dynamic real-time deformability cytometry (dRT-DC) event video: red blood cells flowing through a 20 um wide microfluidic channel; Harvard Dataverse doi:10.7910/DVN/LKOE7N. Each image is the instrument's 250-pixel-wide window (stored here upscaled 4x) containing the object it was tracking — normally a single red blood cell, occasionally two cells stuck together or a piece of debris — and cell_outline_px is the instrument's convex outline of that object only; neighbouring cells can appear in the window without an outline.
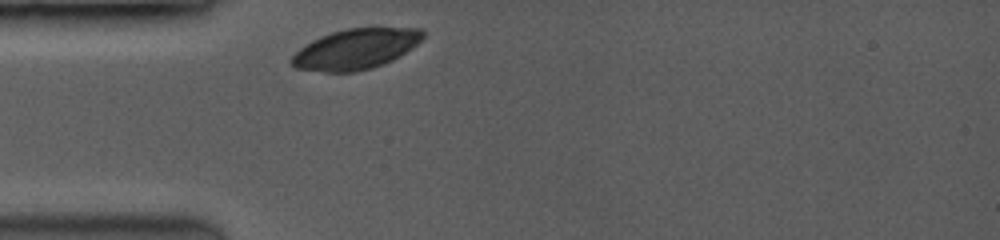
{"species": "common noctule bat (a hibernating species)", "species_latin": "Nyctalus noctula", "temperature_condition": "room temperature", "stored_images_in_passage": 6, "camera_frame_rate_fps": 3500, "um_per_image_px": 0.085, "animal": {"sex": "female", "body_mass_g": 19.0, "forearm_length_mm": 53.3}, "frame": {"image": 1, "passage_image": 1, "time_ms": 0.0, "image_size_px": [1000, 240], "cell_outline_px": [[424, 36], [416, 44], [392, 60], [368, 68], [352, 72], [324, 72], [296, 68], [288, 64], [288, 60], [300, 48], [312, 40], [320, 36], [332, 32], [348, 28], [420, 28], [424, 32]], "centroid_in_image_um": [30.16, 4.17], "position_along_channel_um": 54.8, "area_um2": 30.52}}
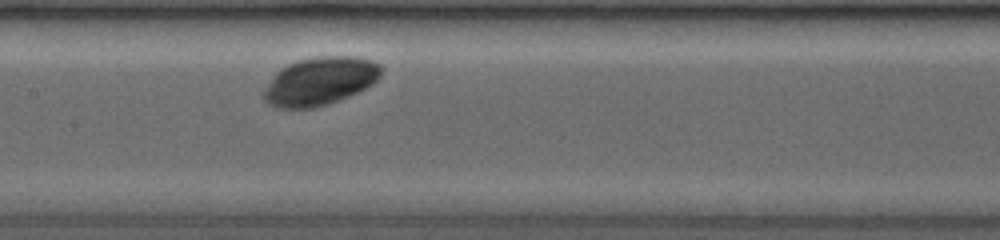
{"frame": {"image": 2, "passage_image": 6, "time_ms": 3.429, "image_size_px": [1000, 240], "cell_outline_px": [[384, 68], [380, 76], [372, 84], [356, 92], [336, 100], [312, 108], [280, 108], [264, 100], [264, 88], [276, 72], [280, 68], [288, 64], [300, 60], [320, 56], [356, 56], [372, 60], [380, 64]], "centroid_in_image_um": [27.21, 6.87], "position_along_channel_um": 180.2, "area_um2": 32.48}}